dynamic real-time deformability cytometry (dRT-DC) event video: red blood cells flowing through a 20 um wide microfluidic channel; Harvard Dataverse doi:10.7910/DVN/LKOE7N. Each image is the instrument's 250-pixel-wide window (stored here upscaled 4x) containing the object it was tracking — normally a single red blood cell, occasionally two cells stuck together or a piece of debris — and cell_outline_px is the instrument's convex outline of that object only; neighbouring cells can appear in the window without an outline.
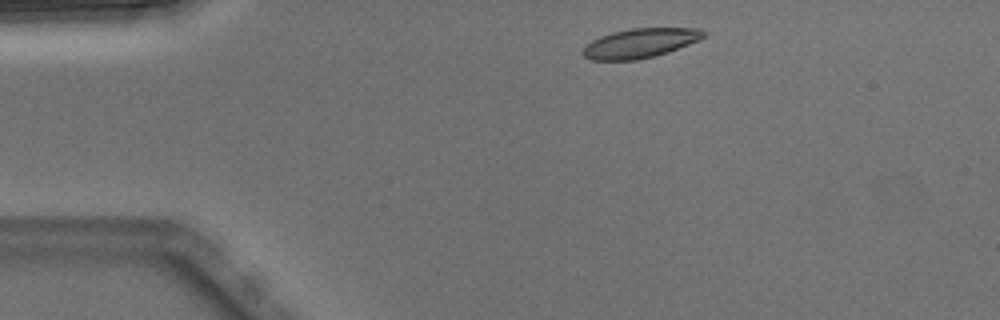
{"species": "Egyptian fruit bat (a non-hibernating species)", "species_latin": "Rousettus aegyptiacus", "temperature_condition": "warm", "stored_images_in_passage": 3, "camera_frame_rate_fps": 3000, "um_per_image_px": 0.085, "animal": {"sex": "male"}, "frame": {"image": 1, "passage_image": 1, "time_ms": 0.0, "image_size_px": [1000, 320], "cell_outline_px": [[704, 36], [700, 40], [668, 52], [656, 56], [636, 60], [592, 60], [584, 56], [580, 52], [592, 40], [600, 36], [612, 32], [632, 28], [700, 28], [704, 32]], "centroid_in_image_um": [54.41, 3.67], "position_along_channel_um": 30.6, "area_um2": 20.69}}
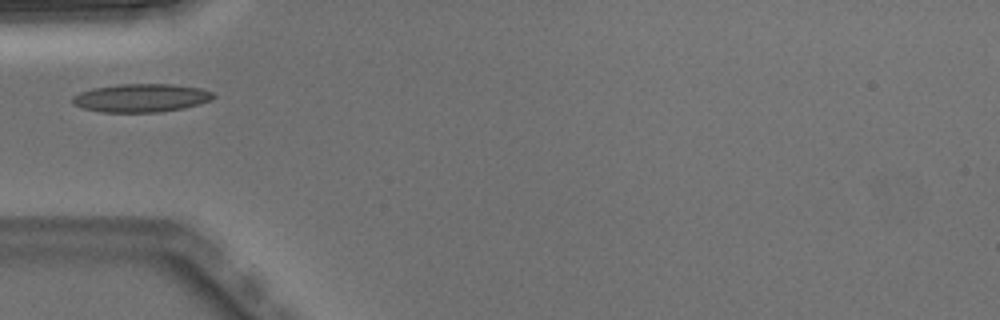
{"frame": {"image": 2, "passage_image": 3, "time_ms": 0.667, "image_size_px": [1000, 320], "cell_outline_px": [[216, 96], [208, 100], [184, 108], [160, 112], [100, 112], [84, 108], [72, 104], [72, 96], [80, 92], [92, 88], [120, 84], [176, 84], [200, 88], [216, 92]], "centroid_in_image_um": [11.99, 8.31], "position_along_channel_um": 73.0, "area_um2": 23.29}}